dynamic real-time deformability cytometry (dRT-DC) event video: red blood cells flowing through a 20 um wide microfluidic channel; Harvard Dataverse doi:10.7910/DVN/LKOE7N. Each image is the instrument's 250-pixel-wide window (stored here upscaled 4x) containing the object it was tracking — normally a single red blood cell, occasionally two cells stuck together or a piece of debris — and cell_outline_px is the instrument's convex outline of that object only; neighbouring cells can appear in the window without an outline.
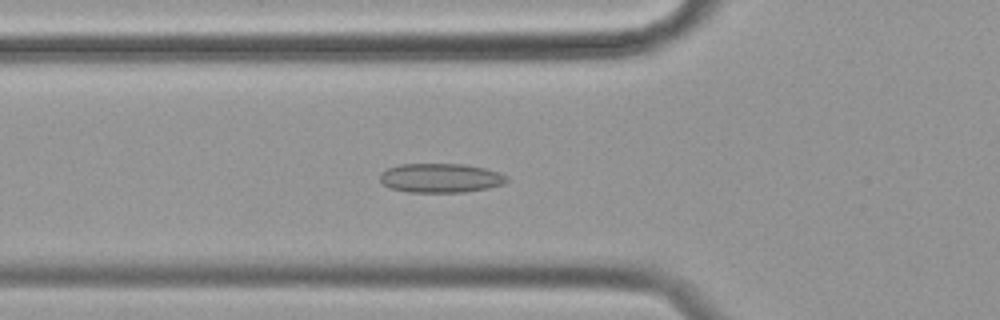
{"species": "common noctule bat (a hibernating species)", "species_latin": "Nyctalus noctula", "temperature_condition": "cold", "stored_images_in_passage": 46, "camera_frame_rate_fps": 3000, "um_per_image_px": 0.085, "animal": {"sex": "female", "body_mass_g": 19.9}, "frame": {"image": 1, "passage_image": 11, "time_ms": 3.333, "image_size_px": [1000, 320], "cell_outline_px": [[508, 180], [504, 184], [488, 188], [464, 192], [408, 192], [392, 188], [384, 184], [380, 180], [380, 172], [388, 168], [400, 164], [464, 164], [484, 168], [500, 172], [508, 176]], "centroid_in_image_um": [37.48, 15.12], "position_along_channel_um": 88.3, "area_um2": 21.62}}
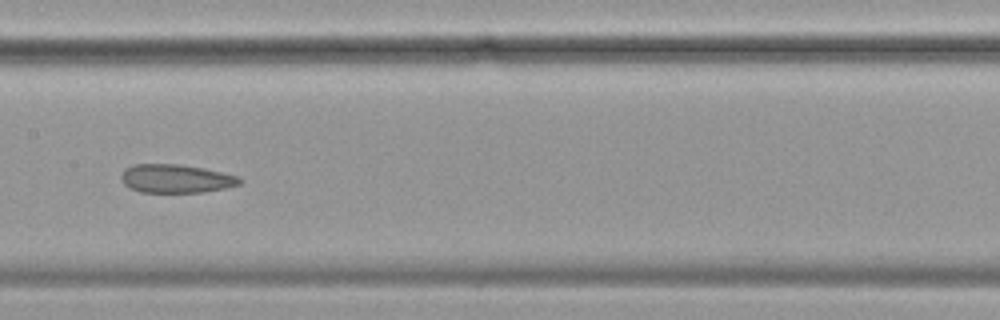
{"frame": {"image": 2, "passage_image": 20, "time_ms": 6.333, "image_size_px": [1000, 320], "cell_outline_px": [[244, 180], [240, 184], [224, 188], [204, 192], [140, 192], [128, 188], [120, 180], [120, 176], [124, 168], [132, 164], [176, 164], [204, 168], [240, 176]], "centroid_in_image_um": [14.93, 15.18], "position_along_channel_um": 192.5, "area_um2": 19.94}}
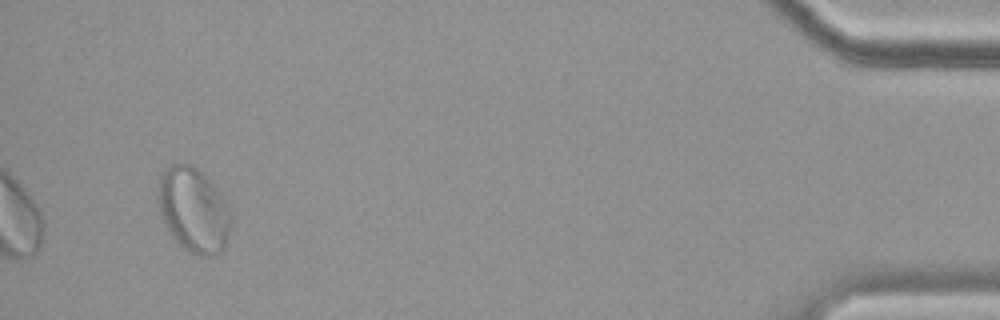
{"frame": {"image": 3, "passage_image": 46, "time_ms": 15.0, "image_size_px": [1000, 320], "cell_outline_px": [[232, 220], [228, 236], [224, 248], [220, 252], [208, 256], [200, 256], [188, 252], [172, 236], [164, 224], [160, 212], [156, 196], [160, 176], [172, 164], [192, 164], [212, 184], [228, 208], [232, 216]], "centroid_in_image_um": [16.42, 17.88], "position_along_channel_um": 418.8, "area_um2": 35.6}, "authors_computed_cell_mechanics": {"area_um2": 22.253, "velocity_mm_per_s": 3.4652, "shape_relaxation_time_tau1_ms": null, "shape_relaxation_time_tau2_ms": 3.3172, "deformation_change_tau1": null, "deformation_change_tau2": 0.093}}